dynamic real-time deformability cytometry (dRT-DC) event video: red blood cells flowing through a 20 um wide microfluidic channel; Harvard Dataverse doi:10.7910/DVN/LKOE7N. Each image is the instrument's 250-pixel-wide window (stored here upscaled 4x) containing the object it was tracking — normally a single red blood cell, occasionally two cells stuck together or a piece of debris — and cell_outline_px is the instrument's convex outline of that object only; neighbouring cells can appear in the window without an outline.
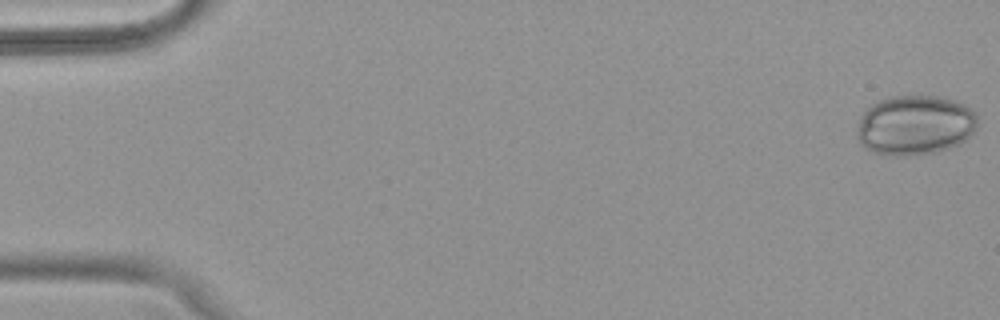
{"species": "common noctule bat (a hibernating species)", "species_latin": "Nyctalus noctula", "temperature_condition": "warm", "stored_images_in_passage": 51, "camera_frame_rate_fps": 3000, "um_per_image_px": 0.085, "animal": {"sex": "female", "body_mass_g": 18.4}, "frame": {"image": 1, "passage_image": 1, "time_ms": 0.0, "image_size_px": [1000, 320], "cell_outline_px": [[976, 128], [960, 144], [936, 152], [908, 156], [896, 156], [872, 152], [860, 140], [860, 116], [872, 104], [880, 100], [892, 96], [936, 96], [952, 100], [964, 104], [976, 116]], "centroid_in_image_um": [77.8, 10.64], "position_along_channel_um": 7.2, "area_um2": 41.27}}
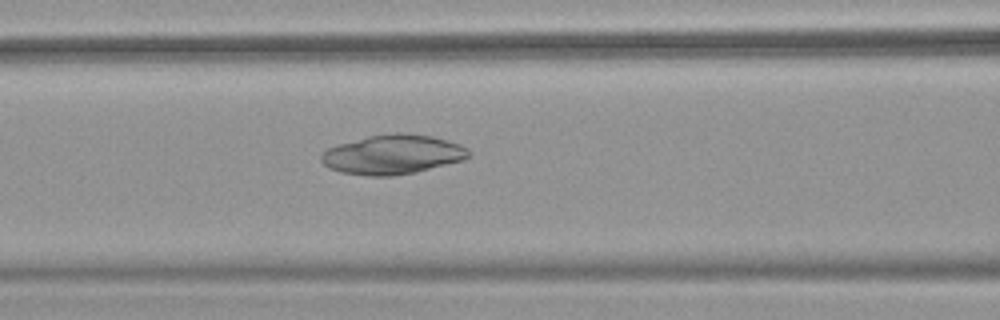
{"frame": {"image": 2, "passage_image": 22, "time_ms": 7.0, "image_size_px": [1000, 320], "cell_outline_px": [[472, 156], [464, 160], [416, 172], [392, 176], [368, 176], [340, 172], [328, 168], [320, 160], [320, 156], [328, 148], [340, 144], [368, 136], [396, 132], [404, 132], [432, 136], [448, 140], [460, 144], [468, 148], [472, 152]], "centroid_in_image_um": [33.42, 13.13], "position_along_channel_um": 133.2, "area_um2": 34.16}}
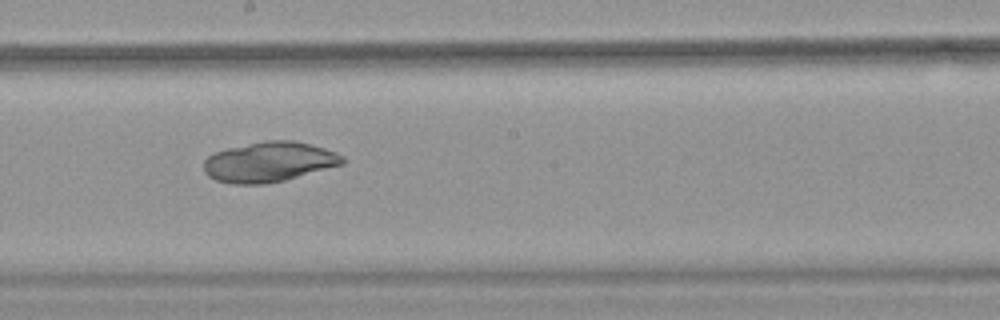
{"frame": {"image": 3, "passage_image": 29, "time_ms": 9.333, "image_size_px": [1000, 320], "cell_outline_px": [[344, 164], [284, 180], [264, 184], [232, 184], [216, 180], [208, 176], [204, 172], [204, 160], [208, 156], [216, 152], [228, 148], [264, 140], [292, 140], [324, 148], [336, 152], [344, 156]], "centroid_in_image_um": [22.86, 13.76], "position_along_channel_um": 225.3, "area_um2": 32.31}}